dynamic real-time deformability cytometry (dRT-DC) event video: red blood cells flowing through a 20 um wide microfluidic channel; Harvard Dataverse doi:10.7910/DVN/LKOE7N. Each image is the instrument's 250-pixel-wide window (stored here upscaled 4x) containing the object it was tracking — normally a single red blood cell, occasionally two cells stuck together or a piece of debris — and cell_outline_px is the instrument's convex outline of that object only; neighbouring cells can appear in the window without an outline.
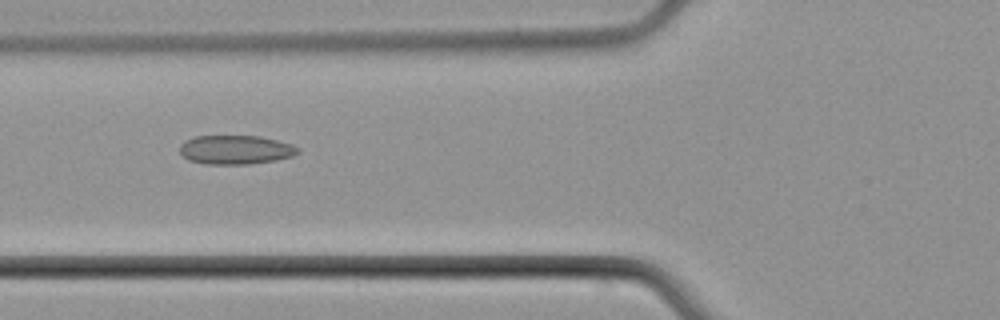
{"species": "common noctule bat (a hibernating species)", "species_latin": "Nyctalus noctula", "temperature_condition": "cold", "stored_images_in_passage": 3, "camera_frame_rate_fps": 3000, "um_per_image_px": 0.085, "animal": {"sex": "male", "body_mass_g": 21.5, "forearm_length_mm": 52.0}, "frame": {"image": 1, "passage_image": 3, "time_ms": 2.333, "image_size_px": [1000, 320], "cell_outline_px": [[300, 152], [292, 156], [276, 160], [248, 164], [204, 164], [188, 160], [180, 152], [180, 144], [184, 140], [196, 136], [260, 136], [292, 144], [300, 148]], "centroid_in_image_um": [20.02, 12.73], "position_along_channel_um": 105.8, "area_um2": 20.06}}